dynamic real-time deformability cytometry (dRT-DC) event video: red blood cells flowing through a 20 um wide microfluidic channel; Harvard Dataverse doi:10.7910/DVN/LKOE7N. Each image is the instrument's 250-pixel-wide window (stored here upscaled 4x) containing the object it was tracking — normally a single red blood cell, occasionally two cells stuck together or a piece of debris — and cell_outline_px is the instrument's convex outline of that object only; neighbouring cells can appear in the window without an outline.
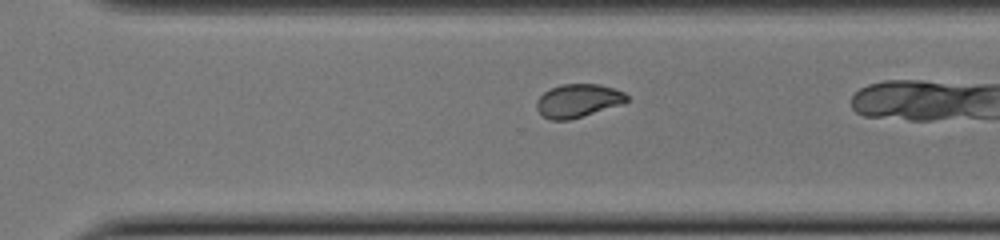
{"species": "common noctule bat (a hibernating species)", "species_latin": "Nyctalus noctula", "temperature_condition": "cold", "stored_images_in_passage": 32, "camera_frame_rate_fps": 3000, "um_per_image_px": 0.085, "animal": {"sex": "female", "body_mass_g": 22.0, "forearm_length_mm": 56.7}, "frame": {"image": 1, "passage_image": 28, "time_ms": 9.0, "image_size_px": [1000, 240], "cell_outline_px": [[628, 100], [624, 104], [568, 120], [552, 120], [544, 116], [536, 108], [536, 100], [544, 92], [560, 84], [600, 84], [624, 92], [628, 96]], "centroid_in_image_um": [49.15, 8.55], "position_along_channel_um": 321.5, "area_um2": 17.46}}